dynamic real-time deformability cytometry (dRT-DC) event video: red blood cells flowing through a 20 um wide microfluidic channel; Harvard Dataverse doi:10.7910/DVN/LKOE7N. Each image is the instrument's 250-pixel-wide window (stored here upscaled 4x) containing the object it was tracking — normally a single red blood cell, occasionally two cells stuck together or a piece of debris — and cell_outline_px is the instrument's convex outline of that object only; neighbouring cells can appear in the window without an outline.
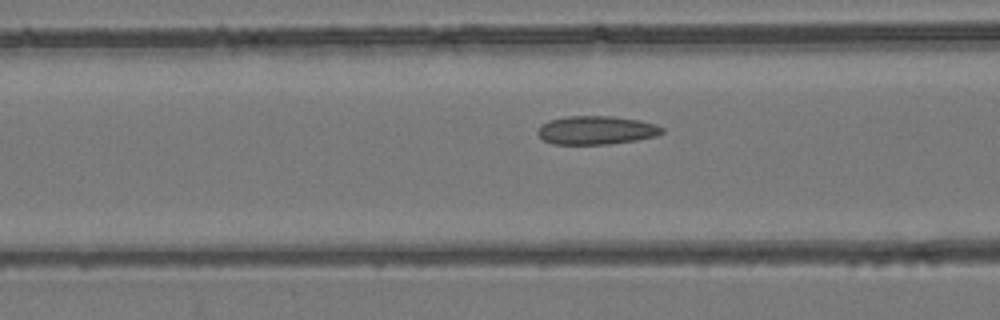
{"species": "common noctule bat (a hibernating species)", "species_latin": "Nyctalus noctula", "temperature_condition": "room temperature", "stored_images_in_passage": 54, "camera_frame_rate_fps": 3000, "um_per_image_px": 0.085, "animal": {"sex": "female", "body_mass_g": 24.6, "forearm_length_mm": 56.2}, "frame": {"image": 1, "passage_image": 22, "time_ms": 7.0, "image_size_px": [1000, 320], "cell_outline_px": [[664, 132], [656, 136], [636, 140], [608, 144], [552, 144], [544, 140], [536, 132], [536, 128], [540, 124], [548, 120], [564, 116], [612, 116], [640, 120], [656, 124], [664, 128]], "centroid_in_image_um": [50.65, 11.06], "position_along_channel_um": 115.9, "area_um2": 20.92}}
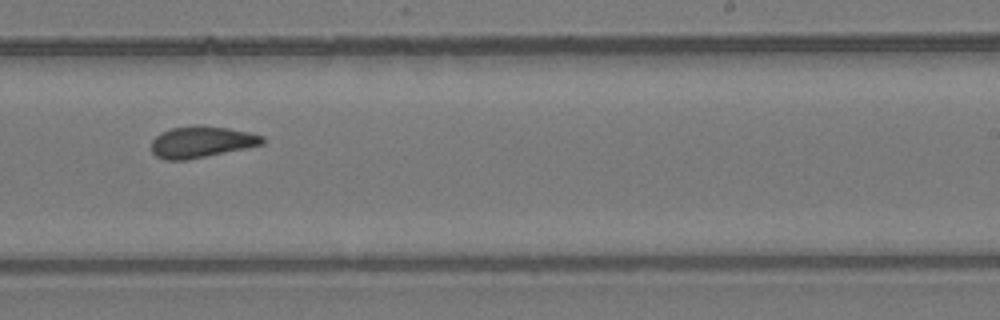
{"frame": {"image": 2, "passage_image": 34, "time_ms": 11.0, "image_size_px": [1000, 320], "cell_outline_px": [[264, 144], [248, 148], [188, 160], [164, 160], [156, 156], [152, 152], [152, 140], [160, 132], [172, 128], [196, 124], [228, 128], [248, 132], [264, 136]], "centroid_in_image_um": [17.13, 12.06], "position_along_channel_um": 271.9, "area_um2": 20.58}}
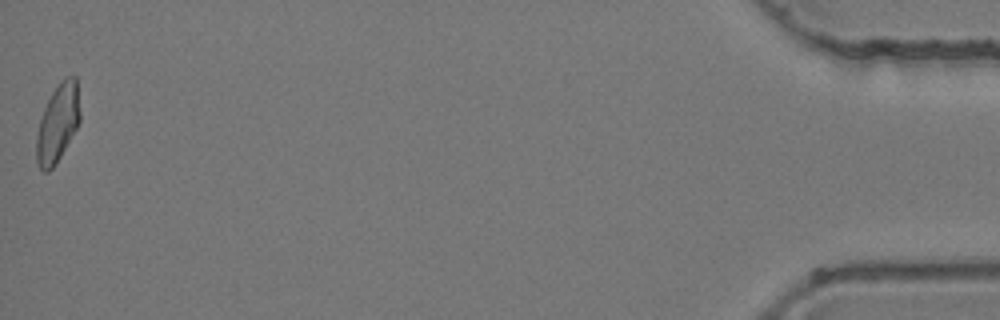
{"frame": {"image": 3, "passage_image": 54, "time_ms": 17.667, "image_size_px": [1000, 320], "cell_outline_px": [[80, 120], [76, 128], [56, 164], [48, 172], [44, 172], [40, 168], [36, 160], [36, 136], [40, 120], [44, 108], [52, 92], [60, 80], [64, 76], [76, 76], [80, 112]], "centroid_in_image_um": [4.9, 10.45], "position_along_channel_um": 430.3, "area_um2": 19.71}, "authors_computed_cell_mechanics": {"area_um2": 20.5768, "velocity_mm_per_s": 3.9027, "shape_relaxation_time_tau1_ms": null, "shape_relaxation_time_tau2_ms": 2.6619, "deformation_change_tau1": null, "deformation_change_tau2": 0.0898}}